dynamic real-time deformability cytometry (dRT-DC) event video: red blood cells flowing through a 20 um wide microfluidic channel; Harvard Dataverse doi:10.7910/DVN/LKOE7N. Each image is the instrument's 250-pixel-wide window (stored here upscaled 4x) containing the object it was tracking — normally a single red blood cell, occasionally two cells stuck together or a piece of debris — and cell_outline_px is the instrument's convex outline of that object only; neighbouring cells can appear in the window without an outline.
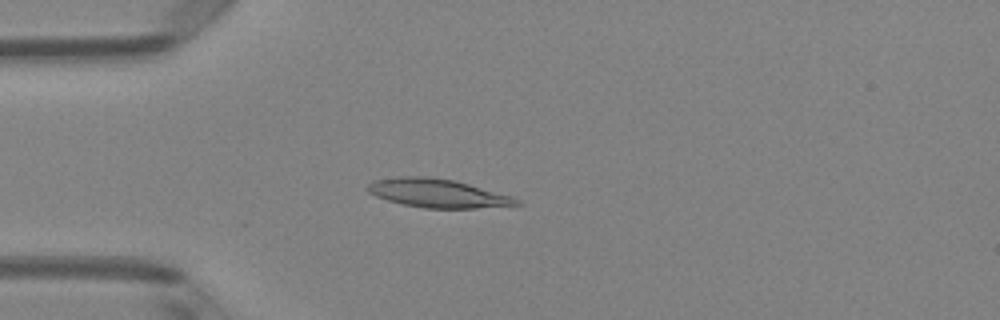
{"species": "Egyptian fruit bat (a non-hibernating species)", "species_latin": "Rousettus aegyptiacus", "temperature_condition": "room temperature", "stored_images_in_passage": 49, "camera_frame_rate_fps": 3000, "um_per_image_px": 0.085, "animal": {"sex": "female"}, "frame": {"image": 1, "passage_image": 12, "time_ms": 3.667, "image_size_px": [1000, 320], "cell_outline_px": [[524, 204], [476, 208], [424, 208], [404, 204], [388, 200], [376, 196], [368, 192], [364, 188], [368, 184], [376, 180], [400, 176], [424, 176], [452, 180], [468, 184], [512, 196], [520, 200]], "centroid_in_image_um": [37.19, 16.43], "position_along_channel_um": 47.8, "area_um2": 24.57}}
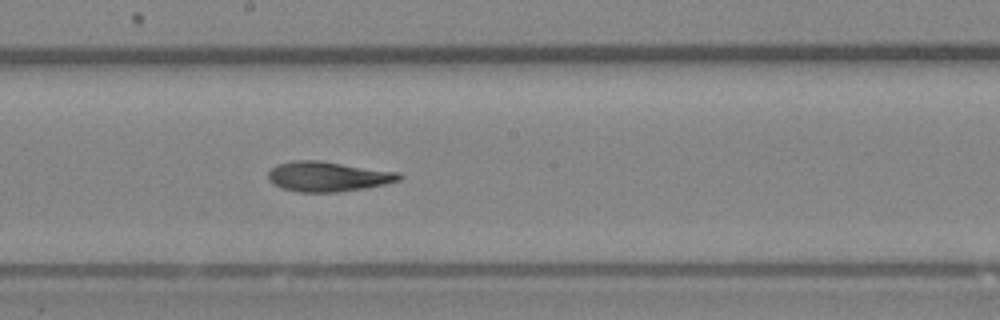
{"frame": {"image": 2, "passage_image": 26, "time_ms": 8.333, "image_size_px": [1000, 320], "cell_outline_px": [[404, 176], [400, 180], [384, 184], [364, 188], [336, 192], [300, 192], [280, 188], [272, 184], [268, 180], [268, 172], [276, 164], [296, 160], [316, 160], [400, 172]], "centroid_in_image_um": [27.85, 15.0], "position_along_channel_um": 220.4, "area_um2": 22.89}}
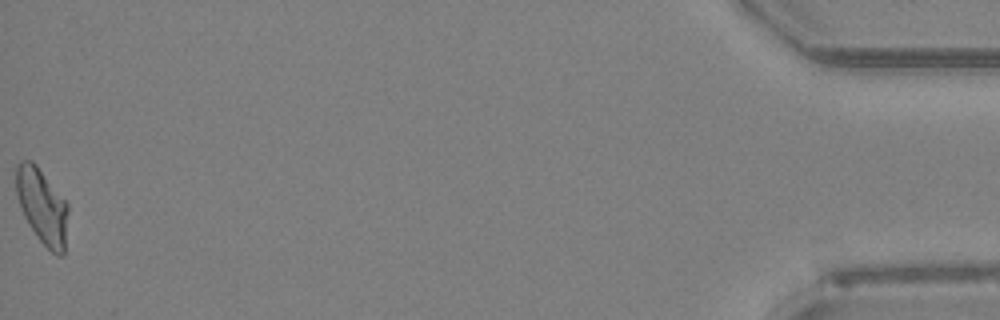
{"frame": {"image": 3, "passage_image": 49, "time_ms": 16.0, "image_size_px": [1000, 320], "cell_outline_px": [[68, 212], [64, 256], [56, 256], [40, 240], [28, 224], [24, 216], [16, 196], [16, 164], [20, 160], [32, 160], [36, 164], [68, 204]], "centroid_in_image_um": [3.58, 17.53], "position_along_channel_um": 431.6, "area_um2": 22.83}, "authors_computed_cell_mechanics": {"area_um2": 22.8888, "velocity_mm_per_s": 4.0404, "shape_relaxation_time_tau1_ms": 7.2487, "shape_relaxation_time_tau2_ms": 2.4585, "deformation_change_tau1": 0.2281, "deformation_change_tau2": 0.1032}}